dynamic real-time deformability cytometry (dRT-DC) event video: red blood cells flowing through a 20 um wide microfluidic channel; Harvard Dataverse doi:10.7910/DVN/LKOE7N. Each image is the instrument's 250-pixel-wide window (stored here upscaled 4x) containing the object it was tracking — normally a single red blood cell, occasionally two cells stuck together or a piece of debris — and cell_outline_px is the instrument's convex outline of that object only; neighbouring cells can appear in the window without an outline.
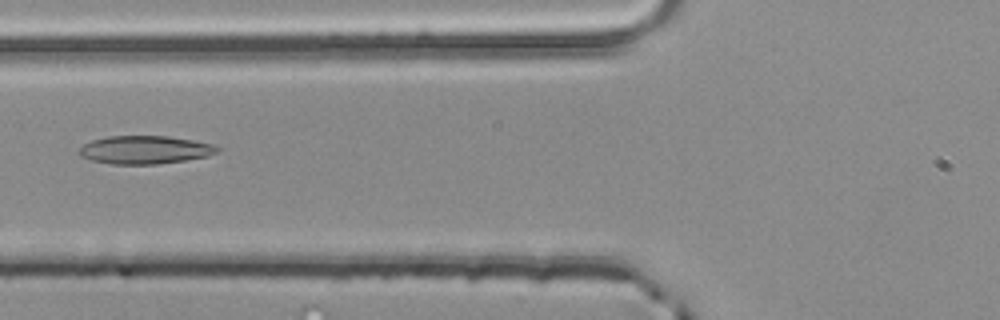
{"species": "common noctule bat (a hibernating species)", "species_latin": "Nyctalus noctula", "temperature_condition": "room temperature", "stored_images_in_passage": 3, "camera_frame_rate_fps": 3000, "um_per_image_px": 0.085, "animal": {"sex": "male", "body_mass_g": 20.4}, "frame": {"image": 1, "passage_image": 3, "time_ms": 0.667, "image_size_px": [1000, 320], "cell_outline_px": [[220, 152], [208, 156], [184, 160], [156, 164], [112, 164], [92, 160], [80, 156], [80, 148], [84, 144], [92, 140], [108, 136], [168, 136], [192, 140], [212, 144], [220, 148]], "centroid_in_image_um": [12.34, 12.73], "position_along_channel_um": 113.5, "area_um2": 22.54}}